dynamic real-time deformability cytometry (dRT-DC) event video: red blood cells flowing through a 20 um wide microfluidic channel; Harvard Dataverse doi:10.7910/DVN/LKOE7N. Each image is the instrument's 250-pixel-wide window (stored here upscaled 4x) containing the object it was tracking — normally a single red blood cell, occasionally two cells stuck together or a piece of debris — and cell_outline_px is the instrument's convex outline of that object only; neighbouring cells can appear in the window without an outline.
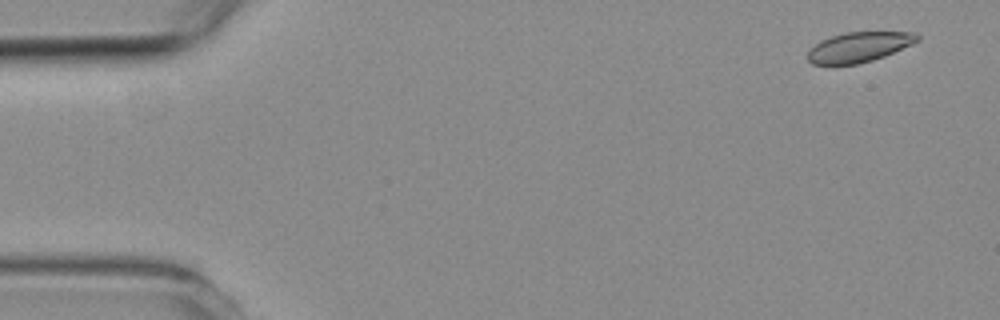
{"species": "common noctule bat (a hibernating species)", "species_latin": "Nyctalus noctula", "temperature_condition": "room temperature", "stored_images_in_passage": 4, "camera_frame_rate_fps": 3000, "um_per_image_px": 0.085, "animal": {"sex": "female", "body_mass_g": 19.3, "forearm_length_mm": 54.1}, "frame": {"image": 1, "passage_image": 1, "time_ms": 0.0, "image_size_px": [1000, 320], "cell_outline_px": [[920, 40], [884, 56], [872, 60], [856, 64], [812, 64], [808, 60], [808, 52], [820, 40], [844, 32], [916, 32], [920, 36]], "centroid_in_image_um": [73.03, 3.99], "position_along_channel_um": 12.0, "area_um2": 18.96}}
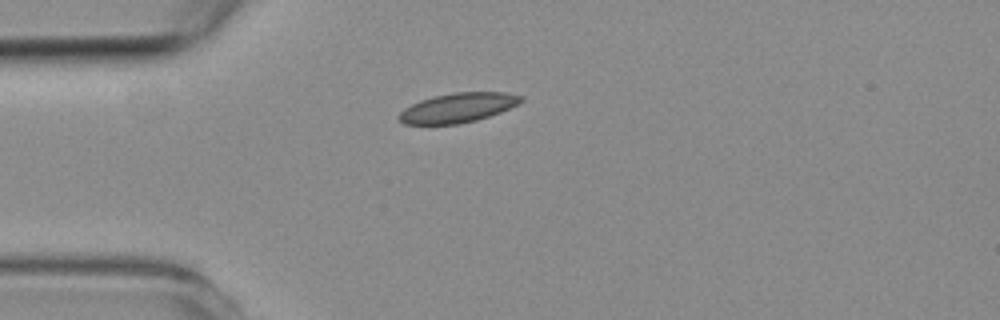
{"frame": {"image": 2, "passage_image": 4, "time_ms": 3.667, "image_size_px": [1000, 320], "cell_outline_px": [[524, 100], [500, 112], [476, 120], [456, 124], [404, 124], [400, 120], [400, 112], [404, 108], [420, 100], [432, 96], [456, 92], [504, 92], [524, 96]], "centroid_in_image_um": [38.92, 9.14], "position_along_channel_um": 46.1, "area_um2": 20.75}}